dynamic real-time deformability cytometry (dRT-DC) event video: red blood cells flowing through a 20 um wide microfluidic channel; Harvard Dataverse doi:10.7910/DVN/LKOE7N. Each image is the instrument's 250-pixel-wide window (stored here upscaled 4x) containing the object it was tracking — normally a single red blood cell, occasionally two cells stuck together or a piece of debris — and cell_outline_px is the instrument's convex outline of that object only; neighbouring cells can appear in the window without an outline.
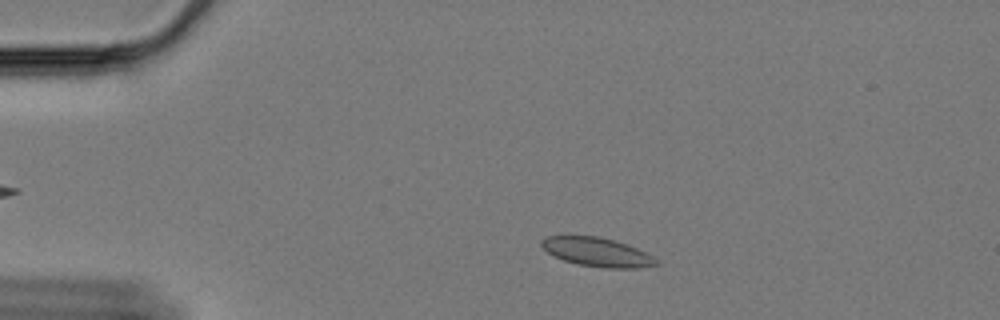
{"species": "Egyptian fruit bat (a non-hibernating species)", "species_latin": "Rousettus aegyptiacus", "temperature_condition": "cold", "stored_images_in_passage": 28, "camera_frame_rate_fps": 3000, "um_per_image_px": 0.085, "animal": {"sex": "female"}, "frame": {"image": 1, "passage_image": 8, "time_ms": 2.333, "image_size_px": [1000, 320], "cell_outline_px": [[660, 264], [640, 268], [604, 268], [576, 264], [552, 256], [540, 244], [540, 240], [544, 236], [596, 236], [612, 240], [636, 248], [652, 256]], "centroid_in_image_um": [50.71, 21.44], "position_along_channel_um": 34.3, "area_um2": 19.19}}
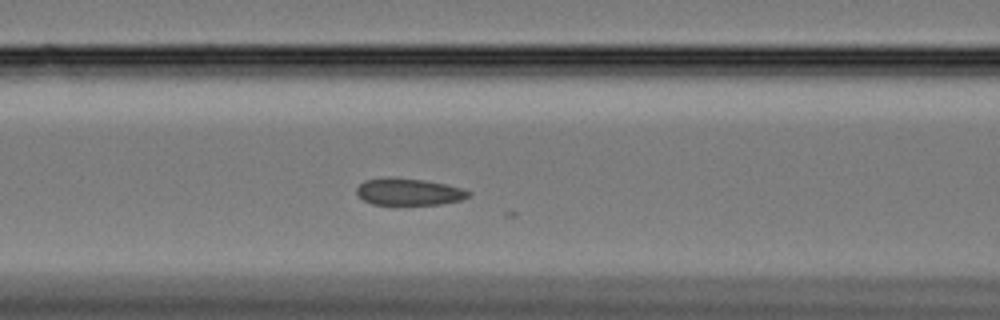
{"frame": {"image": 2, "passage_image": 21, "time_ms": 6.667, "image_size_px": [1000, 320], "cell_outline_px": [[472, 196], [460, 200], [440, 204], [372, 204], [364, 200], [356, 192], [356, 188], [364, 180], [424, 180], [444, 184], [460, 188], [472, 192]], "centroid_in_image_um": [34.81, 16.35], "position_along_channel_um": 131.8, "area_um2": 16.65}}
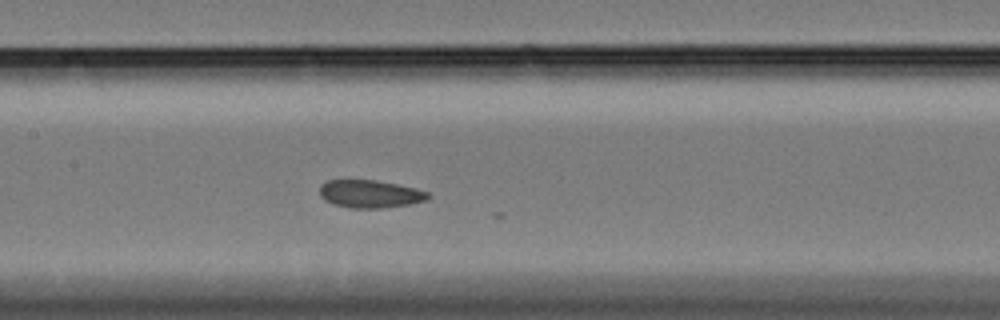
{"frame": {"image": 3, "passage_image": 25, "time_ms": 8.0, "image_size_px": [1000, 320], "cell_outline_px": [[432, 196], [428, 200], [412, 204], [380, 208], [352, 208], [332, 204], [324, 200], [320, 196], [320, 184], [328, 180], [376, 180], [416, 188], [428, 192]], "centroid_in_image_um": [31.47, 16.49], "position_along_channel_um": 175.9, "area_um2": 17.74}}